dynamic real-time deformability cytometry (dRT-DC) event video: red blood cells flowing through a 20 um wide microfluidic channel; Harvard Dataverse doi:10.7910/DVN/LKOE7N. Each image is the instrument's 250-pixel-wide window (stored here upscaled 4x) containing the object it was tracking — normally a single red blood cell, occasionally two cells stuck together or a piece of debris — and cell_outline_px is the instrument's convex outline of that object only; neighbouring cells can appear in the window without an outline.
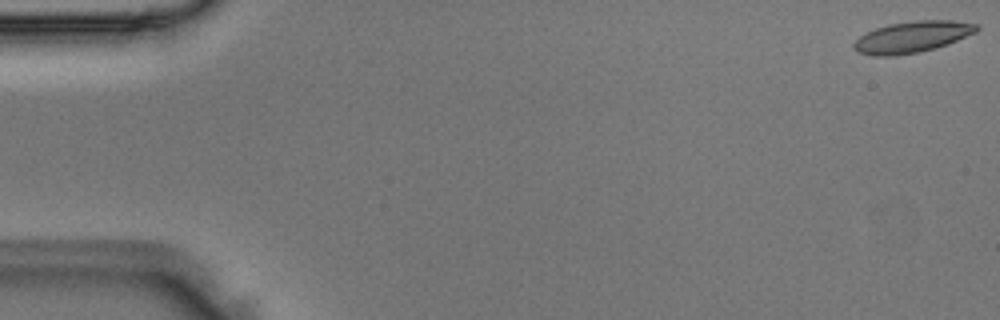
{"species": "Egyptian fruit bat (a non-hibernating species)", "species_latin": "Rousettus aegyptiacus", "temperature_condition": "room temperature", "stored_images_in_passage": 50, "camera_frame_rate_fps": 3000, "um_per_image_px": 0.085, "animal": {"sex": "male"}, "frame": {"image": 1, "passage_image": 1, "time_ms": 0.0, "image_size_px": [1000, 320], "cell_outline_px": [[980, 28], [976, 32], [948, 44], [936, 48], [920, 52], [896, 56], [872, 56], [860, 52], [852, 48], [852, 44], [860, 36], [876, 28], [888, 24], [916, 20], [952, 20], [980, 24]], "centroid_in_image_um": [77.56, 3.14], "position_along_channel_um": 7.4, "area_um2": 22.6}}
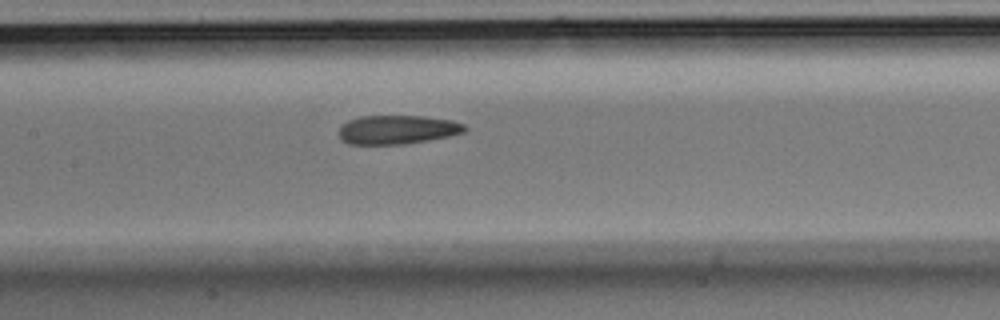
{"frame": {"image": 2, "passage_image": 24, "time_ms": 7.667, "image_size_px": [1000, 320], "cell_outline_px": [[468, 128], [464, 132], [448, 136], [428, 140], [404, 144], [348, 144], [340, 140], [336, 132], [348, 120], [360, 116], [424, 116], [452, 120], [464, 124]], "centroid_in_image_um": [33.74, 11.02], "position_along_channel_um": 173.7, "area_um2": 21.33}}
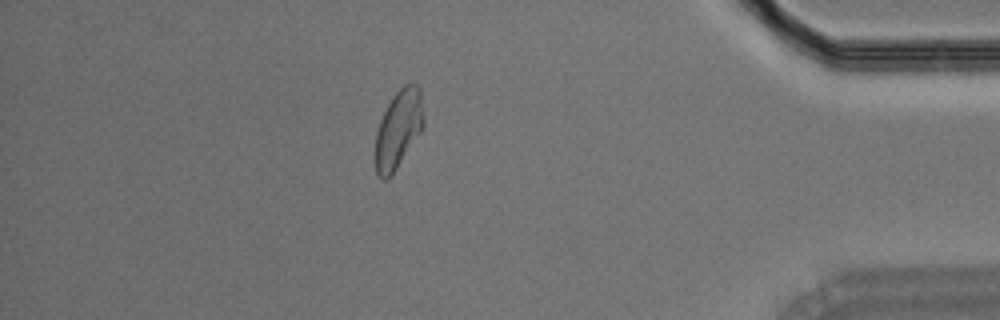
{"frame": {"image": 3, "passage_image": 44, "time_ms": 14.333, "image_size_px": [1000, 320], "cell_outline_px": [[424, 128], [396, 168], [384, 180], [380, 180], [376, 176], [376, 132], [380, 120], [392, 96], [404, 84], [416, 84], [420, 88], [424, 120]], "centroid_in_image_um": [33.87, 10.96], "position_along_channel_um": 401.3, "area_um2": 21.79}}